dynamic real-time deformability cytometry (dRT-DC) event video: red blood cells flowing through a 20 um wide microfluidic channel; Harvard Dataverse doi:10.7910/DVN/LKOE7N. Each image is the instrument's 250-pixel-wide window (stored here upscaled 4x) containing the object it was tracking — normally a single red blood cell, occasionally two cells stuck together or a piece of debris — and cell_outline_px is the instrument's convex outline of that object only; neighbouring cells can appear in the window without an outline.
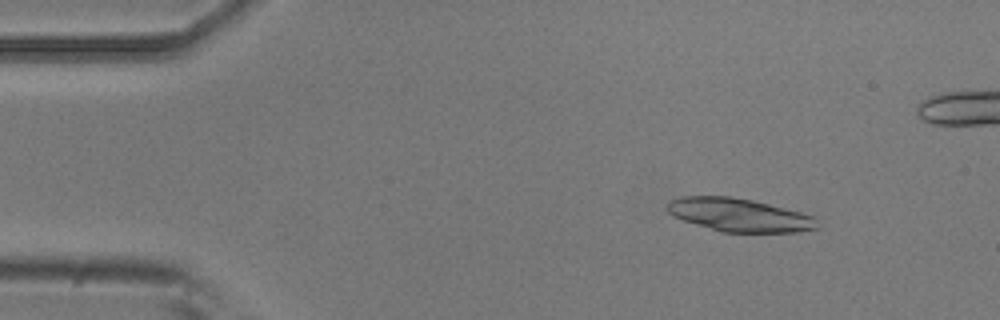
{"species": "common noctule bat (a hibernating species)", "species_latin": "Nyctalus noctula", "temperature_condition": "room temperature", "stored_images_in_passage": 51, "camera_frame_rate_fps": 3000, "um_per_image_px": 0.085, "animal": {"sex": "male", "body_mass_g": 20.5, "forearm_length_mm": 52.5}, "frame": {"image": 1, "passage_image": 6, "time_ms": 1.667, "image_size_px": [1000, 320], "cell_outline_px": [[816, 228], [796, 232], [724, 232], [696, 224], [672, 216], [668, 212], [668, 200], [680, 196], [728, 196], [752, 200], [800, 212], [812, 216]], "centroid_in_image_um": [62.75, 18.26], "position_along_channel_um": 22.2, "area_um2": 28.5}}
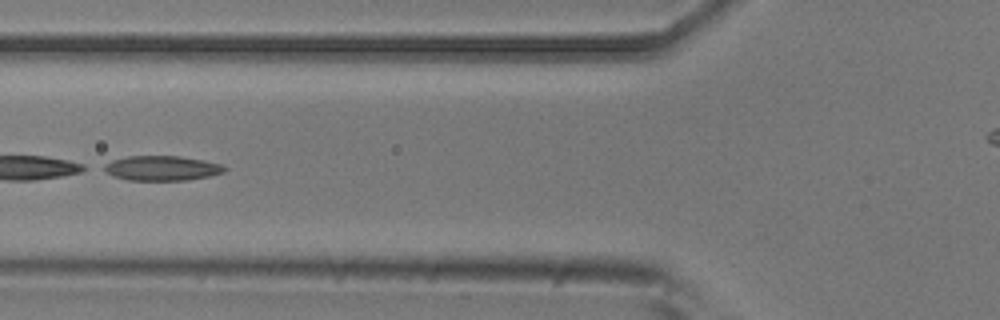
{"frame": {"image": 2, "passage_image": 19, "time_ms": 6.0, "image_size_px": [1000, 320], "cell_outline_px": [[228, 168], [224, 172], [208, 176], [188, 180], [128, 180], [112, 176], [100, 168], [104, 164], [112, 160], [128, 156], [180, 156], [204, 160], [220, 164]], "centroid_in_image_um": [13.72, 14.29], "position_along_channel_um": 112.1, "area_um2": 17.51}}
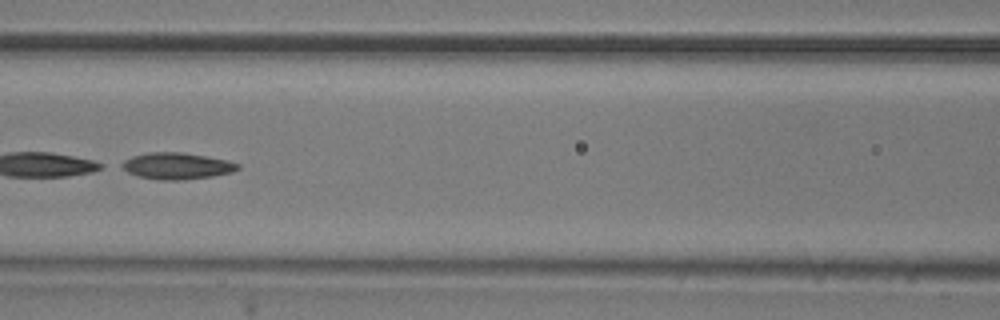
{"frame": {"image": 3, "passage_image": 22, "time_ms": 7.0, "image_size_px": [1000, 320], "cell_outline_px": [[240, 168], [232, 172], [212, 176], [184, 180], [156, 180], [136, 176], [120, 168], [116, 164], [132, 156], [148, 152], [184, 152], [228, 160], [240, 164]], "centroid_in_image_um": [14.97, 14.1], "position_along_channel_um": 151.6, "area_um2": 18.32}, "authors_computed_cell_mechanics": {"area_um2": 28.4954, "velocity_mm_per_s": 3.902, "shape_relaxation_time_tau1_ms": null, "shape_relaxation_time_tau2_ms": 8.3996, "deformation_change_tau1": null, "deformation_change_tau2": 0.1145}}